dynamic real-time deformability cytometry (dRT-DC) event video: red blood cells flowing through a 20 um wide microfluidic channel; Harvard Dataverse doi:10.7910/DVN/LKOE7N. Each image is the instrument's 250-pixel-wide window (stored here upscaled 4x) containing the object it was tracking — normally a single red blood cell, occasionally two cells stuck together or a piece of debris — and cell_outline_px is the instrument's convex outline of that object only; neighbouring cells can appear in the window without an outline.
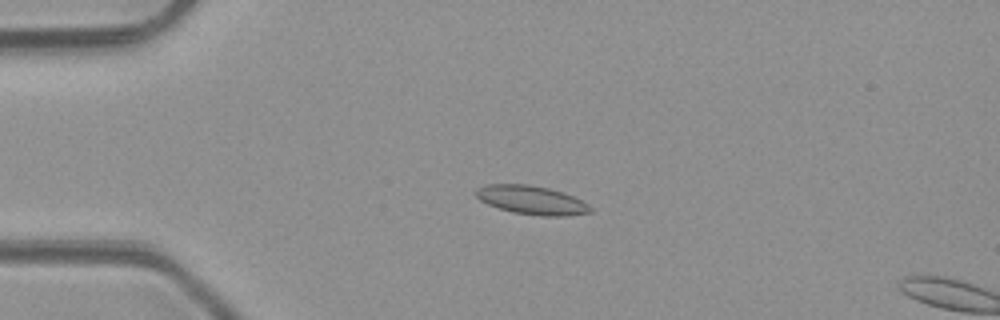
{"species": "common noctule bat (a hibernating species)", "species_latin": "Nyctalus noctula", "temperature_condition": "room temperature", "stored_images_in_passage": 3, "camera_frame_rate_fps": 3000, "um_per_image_px": 0.085, "animal": {"sex": "male", "body_mass_g": 23.1, "forearm_length_mm": 52.7}, "frame": {"image": 1, "passage_image": 2, "time_ms": 1.333, "image_size_px": [1000, 320], "cell_outline_px": [[592, 212], [564, 216], [540, 216], [512, 212], [488, 204], [480, 200], [476, 196], [476, 188], [488, 184], [528, 184], [548, 188], [564, 192], [588, 204], [592, 208]], "centroid_in_image_um": [45.19, 17.0], "position_along_channel_um": 39.8, "area_um2": 19.07}}